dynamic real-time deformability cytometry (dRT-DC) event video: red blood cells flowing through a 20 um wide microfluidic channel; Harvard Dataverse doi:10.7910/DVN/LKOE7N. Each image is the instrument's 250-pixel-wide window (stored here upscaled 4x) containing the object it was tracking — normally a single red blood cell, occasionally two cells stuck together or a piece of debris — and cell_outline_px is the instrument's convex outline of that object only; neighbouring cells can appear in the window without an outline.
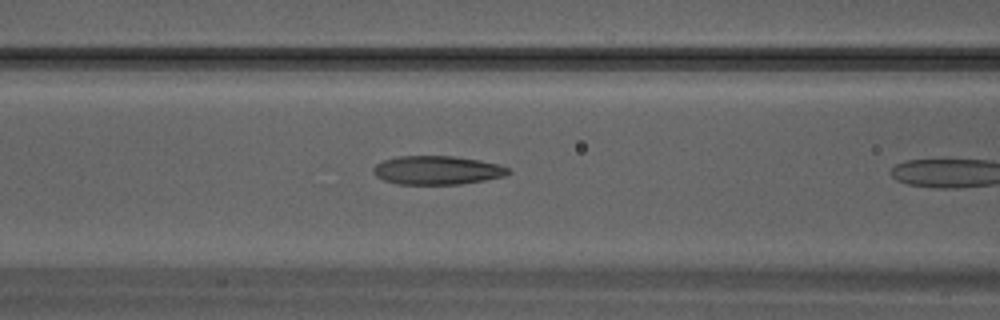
{"species": "Egyptian fruit bat (a non-hibernating species)", "species_latin": "Rousettus aegyptiacus", "temperature_condition": "warm", "stored_images_in_passage": 5, "camera_frame_rate_fps": 3000, "um_per_image_px": 0.085, "animal": {"sex": "male"}, "frame": {"image": 1, "passage_image": 4, "time_ms": 1.0, "image_size_px": [1000, 320], "cell_outline_px": [[512, 172], [504, 176], [484, 180], [460, 184], [396, 184], [384, 180], [376, 176], [372, 172], [372, 168], [376, 164], [384, 160], [396, 156], [452, 156], [480, 160], [500, 164], [508, 168]], "centroid_in_image_um": [37.15, 14.46], "position_along_channel_um": 129.5, "area_um2": 22.66}}